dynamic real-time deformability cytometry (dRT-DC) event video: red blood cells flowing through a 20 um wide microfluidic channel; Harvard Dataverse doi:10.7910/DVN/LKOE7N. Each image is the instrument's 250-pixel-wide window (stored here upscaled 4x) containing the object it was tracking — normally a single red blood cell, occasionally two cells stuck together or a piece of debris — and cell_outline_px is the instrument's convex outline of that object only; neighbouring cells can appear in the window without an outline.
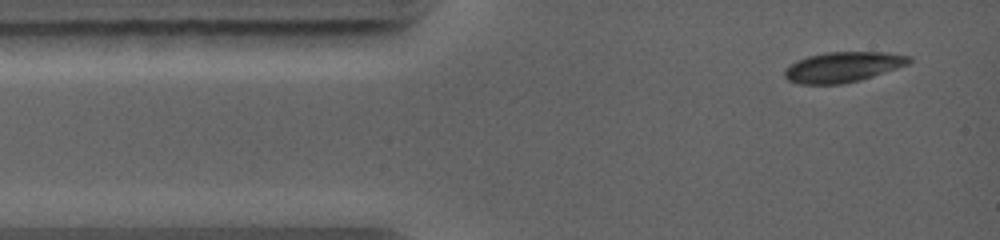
{"species": "common noctule bat (a hibernating species)", "species_latin": "Nyctalus noctula", "temperature_condition": "warm", "stored_images_in_passage": 4, "camera_frame_rate_fps": 5000, "um_per_image_px": 0.085, "animal": {"sex": "female", "body_mass_g": 19.0, "forearm_length_mm": 56.7}, "frame": {"image": 1, "passage_image": 1, "time_ms": 0.0, "image_size_px": [1000, 240], "cell_outline_px": [[912, 60], [908, 64], [860, 80], [840, 84], [800, 84], [788, 80], [784, 76], [784, 68], [796, 60], [808, 56], [824, 52], [888, 52], [912, 56]], "centroid_in_image_um": [71.62, 5.68], "position_along_channel_um": 13.4, "area_um2": 22.02}}
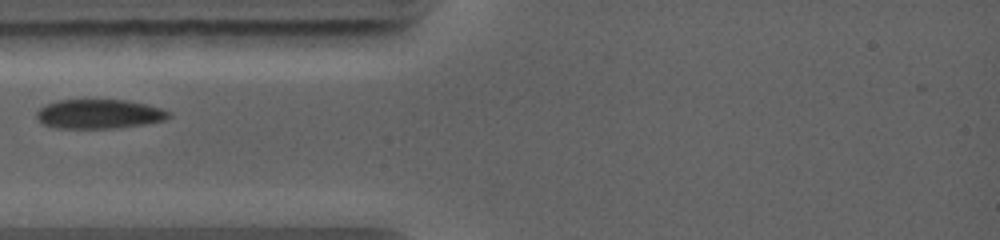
{"frame": {"image": 2, "passage_image": 4, "time_ms": 2.4, "image_size_px": [1000, 240], "cell_outline_px": [[172, 116], [164, 120], [144, 124], [120, 128], [56, 128], [44, 124], [36, 116], [36, 112], [40, 108], [56, 100], [124, 100], [144, 104], [160, 108], [172, 112]], "centroid_in_image_um": [8.45, 9.69], "position_along_channel_um": 76.6, "area_um2": 22.48}}